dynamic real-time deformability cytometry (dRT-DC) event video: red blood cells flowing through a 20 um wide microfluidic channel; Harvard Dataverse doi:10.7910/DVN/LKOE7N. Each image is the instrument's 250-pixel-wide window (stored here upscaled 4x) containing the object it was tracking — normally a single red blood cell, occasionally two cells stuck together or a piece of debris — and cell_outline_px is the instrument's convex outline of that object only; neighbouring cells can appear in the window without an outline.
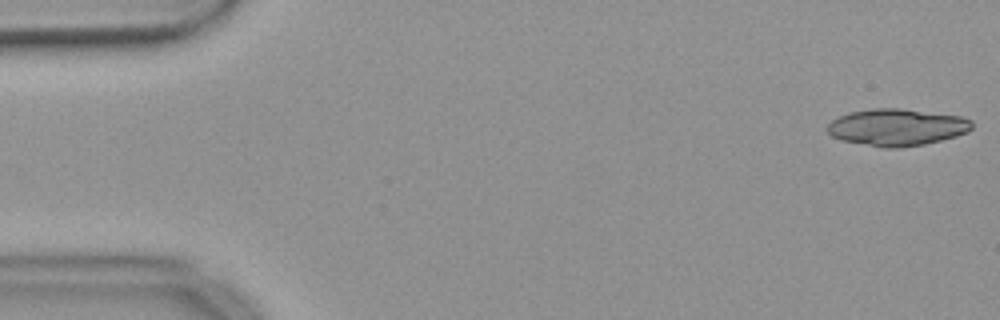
{"species": "common noctule bat (a hibernating species)", "species_latin": "Nyctalus noctula", "temperature_condition": "warm", "stored_images_in_passage": 15, "camera_frame_rate_fps": 3000, "um_per_image_px": 0.085, "animal": {"sex": "female", "body_mass_g": 18.4}, "frame": {"image": 1, "passage_image": 1, "time_ms": 0.0, "image_size_px": [1000, 320], "cell_outline_px": [[972, 128], [968, 132], [956, 136], [924, 144], [900, 148], [884, 148], [840, 140], [832, 136], [824, 128], [832, 120], [848, 112], [872, 108], [900, 108], [960, 116], [972, 120]], "centroid_in_image_um": [76.21, 10.82], "position_along_channel_um": 8.8, "area_um2": 31.27}}